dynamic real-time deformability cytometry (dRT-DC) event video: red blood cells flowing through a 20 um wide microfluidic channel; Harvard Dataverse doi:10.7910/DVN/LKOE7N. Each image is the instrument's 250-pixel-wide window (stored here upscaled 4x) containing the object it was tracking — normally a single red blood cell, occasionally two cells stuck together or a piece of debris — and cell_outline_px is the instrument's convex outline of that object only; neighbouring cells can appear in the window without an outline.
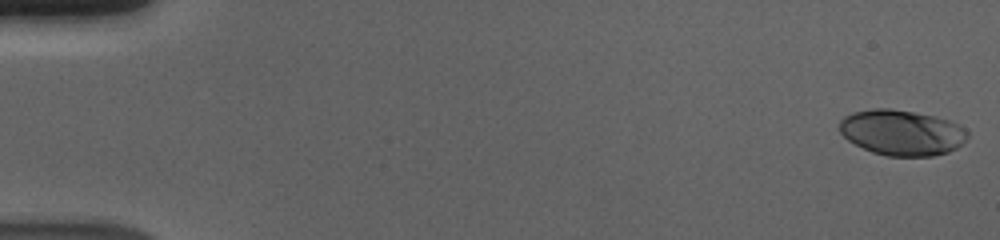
{"species": "human", "species_latin": "Homo sapiens", "temperature_condition": "cold", "stored_images_in_passage": 56, "camera_frame_rate_fps": 3000, "um_per_image_px": 0.085, "donor": {"sex": "male"}, "frame": {"image": 1, "passage_image": 1, "time_ms": 0.0, "image_size_px": [1000, 240], "cell_outline_px": [[968, 136], [956, 148], [948, 152], [932, 156], [888, 156], [872, 152], [848, 140], [840, 132], [840, 120], [844, 116], [852, 112], [872, 108], [888, 108], [912, 112], [932, 116], [948, 120], [964, 128], [968, 132]], "centroid_in_image_um": [76.62, 11.27], "position_along_channel_um": 8.4, "area_um2": 33.7}}
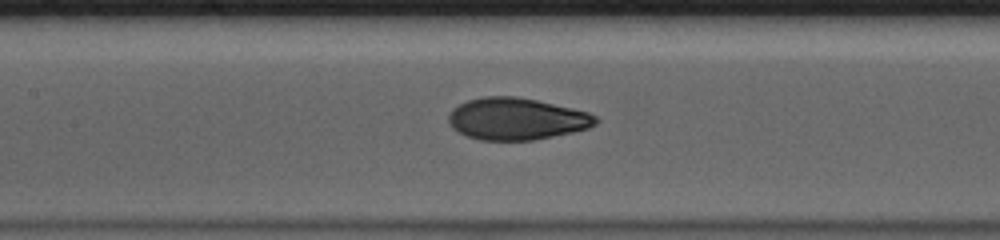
{"frame": {"image": 2, "passage_image": 27, "time_ms": 8.667, "image_size_px": [1000, 240], "cell_outline_px": [[600, 120], [596, 124], [588, 128], [572, 132], [532, 140], [480, 140], [468, 136], [452, 128], [448, 120], [448, 116], [452, 108], [468, 100], [484, 96], [516, 96], [536, 100], [572, 108], [588, 112], [596, 116]], "centroid_in_image_um": [43.9, 10.1], "position_along_channel_um": 163.5, "area_um2": 35.84}}
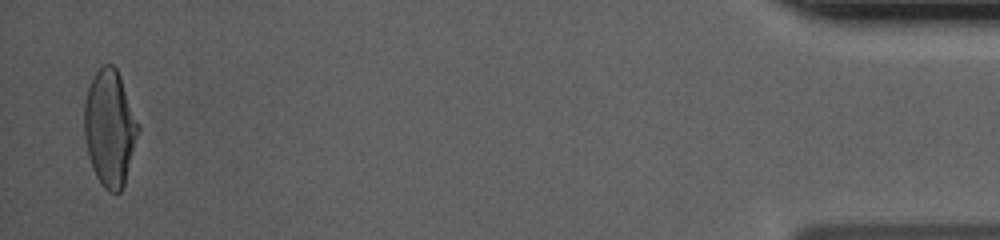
{"frame": {"image": 3, "passage_image": 55, "time_ms": 18.0, "image_size_px": [1000, 240], "cell_outline_px": [[140, 128], [124, 184], [120, 192], [108, 192], [104, 188], [96, 176], [92, 168], [88, 156], [84, 136], [84, 104], [88, 88], [96, 72], [104, 64], [112, 64], [116, 68], [120, 76], [140, 124]], "centroid_in_image_um": [9.33, 10.89], "position_along_channel_um": 425.9, "area_um2": 36.53}, "authors_computed_cell_mechanics": {"area_um2": 35.6048, "velocity_mm_per_s": 3.7049, "shape_relaxation_time_tau1_ms": 5.1714, "shape_relaxation_time_tau2_ms": 1.0671, "deformation_change_tau1": 0.2042, "deformation_change_tau2": 0.0525}}